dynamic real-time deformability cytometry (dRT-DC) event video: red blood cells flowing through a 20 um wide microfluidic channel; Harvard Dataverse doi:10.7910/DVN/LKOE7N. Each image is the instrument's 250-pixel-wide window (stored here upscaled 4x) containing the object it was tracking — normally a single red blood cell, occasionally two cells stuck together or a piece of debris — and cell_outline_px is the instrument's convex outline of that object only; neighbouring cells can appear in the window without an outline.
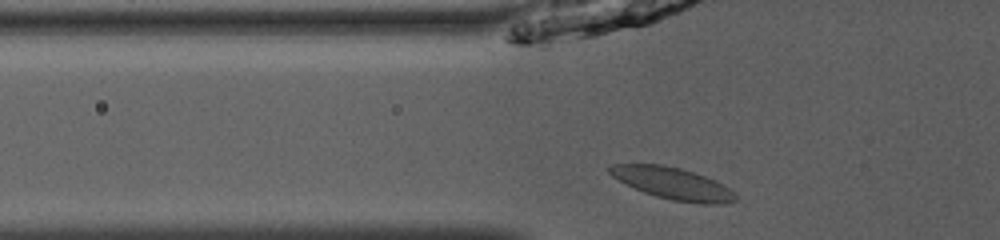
{"species": "common noctule bat (a hibernating species)", "species_latin": "Nyctalus noctula", "temperature_condition": "room temperature", "stored_images_in_passage": 36, "camera_frame_rate_fps": 3000, "um_per_image_px": 0.085, "animal": {"sex": "male", "body_mass_g": 13.0, "forearm_length_mm": 53.1}, "frame": {"image": 1, "passage_image": 3, "time_ms": 0.667, "image_size_px": [1000, 240], "cell_outline_px": [[736, 200], [720, 204], [700, 204], [672, 200], [656, 196], [644, 192], [612, 176], [608, 172], [608, 168], [612, 164], [664, 164], [680, 168], [704, 176], [736, 192]], "centroid_in_image_um": [57.18, 15.59], "position_along_channel_um": 68.6, "area_um2": 23.0}}
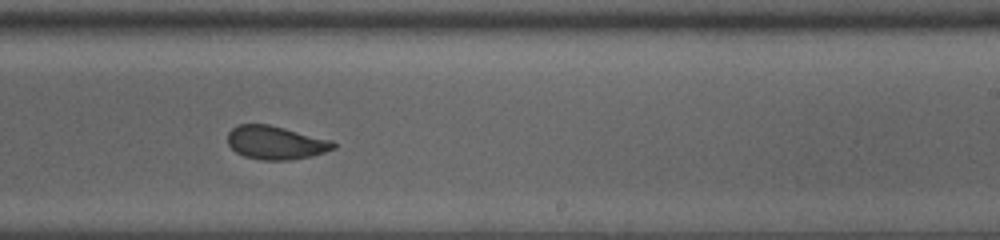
{"frame": {"image": 2, "passage_image": 18, "time_ms": 5.667, "image_size_px": [1000, 240], "cell_outline_px": [[336, 148], [312, 156], [292, 160], [260, 160], [244, 156], [236, 152], [228, 144], [228, 132], [236, 124], [268, 124], [332, 140], [336, 144]], "centroid_in_image_um": [23.43, 12.13], "position_along_channel_um": 265.6, "area_um2": 20.69}}
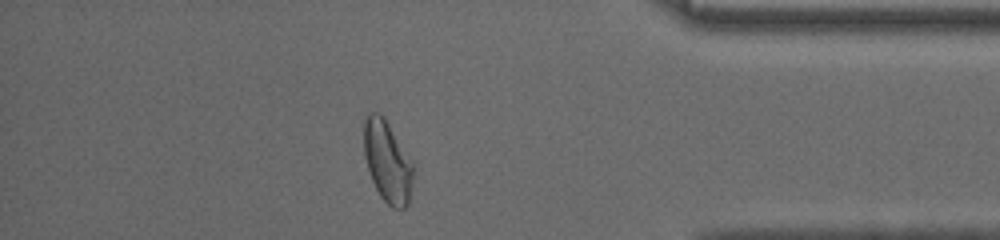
{"frame": {"image": 3, "passage_image": 30, "time_ms": 9.667, "image_size_px": [1000, 240], "cell_outline_px": [[416, 168], [408, 204], [404, 208], [392, 208], [380, 196], [372, 180], [364, 156], [364, 120], [368, 112], [376, 112], [384, 116], [416, 164]], "centroid_in_image_um": [32.98, 13.71], "position_along_channel_um": 402.2, "area_um2": 24.04}, "authors_computed_cell_mechanics": {"area_um2": 21.5305, "velocity_mm_per_s": 3.9653, "shape_relaxation_time_tau1_ms": 4.8866, "shape_relaxation_time_tau2_ms": 0.989, "deformation_change_tau1": 0.1152, "deformation_change_tau2": 0.0467}}